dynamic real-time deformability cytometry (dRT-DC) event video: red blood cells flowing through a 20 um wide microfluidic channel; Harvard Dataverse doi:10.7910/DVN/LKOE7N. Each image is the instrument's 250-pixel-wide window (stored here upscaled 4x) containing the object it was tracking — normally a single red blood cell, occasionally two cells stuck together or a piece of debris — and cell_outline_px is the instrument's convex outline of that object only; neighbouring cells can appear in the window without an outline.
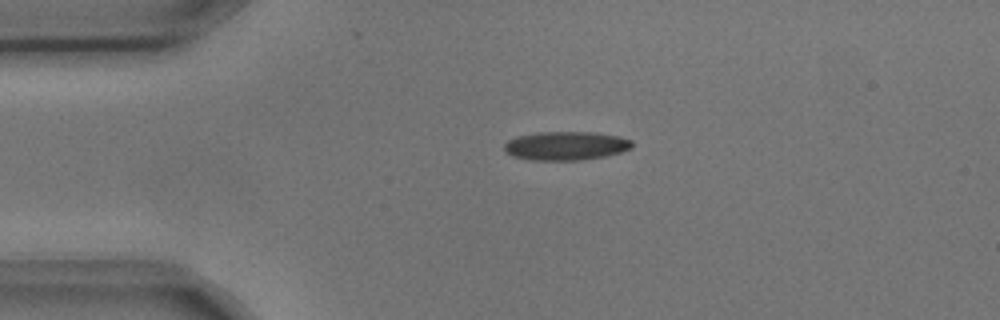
{"species": "common noctule bat (a hibernating species)", "species_latin": "Nyctalus noctula", "temperature_condition": "cold", "stored_images_in_passage": 1, "camera_frame_rate_fps": 3000, "um_per_image_px": 0.085, "animal": {"sex": "male", "body_mass_g": 17.9, "forearm_length_mm": 54.2}, "frame": {"image": 1, "passage_image": 1, "time_ms": 0.0, "image_size_px": [1000, 320], "cell_outline_px": [[632, 148], [620, 152], [604, 156], [580, 160], [528, 160], [512, 156], [504, 148], [504, 144], [508, 140], [520, 136], [540, 132], [596, 132], [620, 136], [632, 140]], "centroid_in_image_um": [48.12, 12.39], "position_along_channel_um": 36.9, "area_um2": 21.33}}